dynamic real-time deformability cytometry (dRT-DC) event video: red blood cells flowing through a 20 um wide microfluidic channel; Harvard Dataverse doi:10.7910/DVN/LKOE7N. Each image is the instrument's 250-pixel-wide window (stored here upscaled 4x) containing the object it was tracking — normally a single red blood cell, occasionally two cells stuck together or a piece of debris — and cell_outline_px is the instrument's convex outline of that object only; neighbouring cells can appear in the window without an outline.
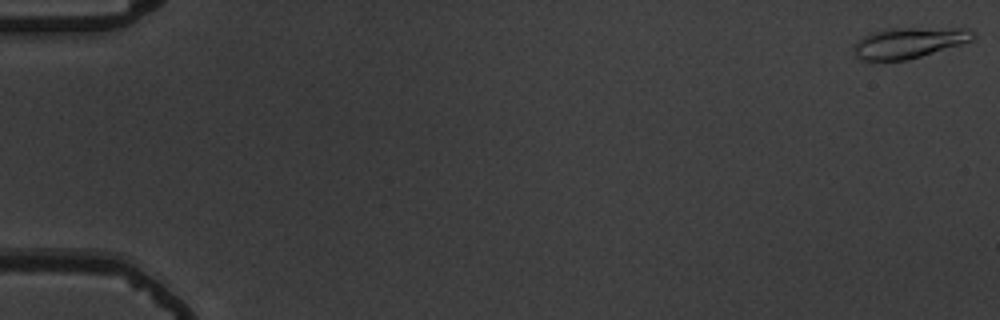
{"species": "common noctule bat (a hibernating species)", "species_latin": "Nyctalus noctula", "temperature_condition": "warm", "stored_images_in_passage": 11, "camera_frame_rate_fps": 3000, "um_per_image_px": 0.085, "animal": {"sex": "male", "body_mass_g": 19.5, "forearm_length_mm": 54.6}, "frame": {"image": 1, "passage_image": 1, "time_ms": 0.0, "image_size_px": [1000, 320], "cell_outline_px": [[976, 32], [972, 40], [960, 44], [908, 60], [860, 60], [856, 56], [852, 48], [856, 40], [872, 32], [888, 28], [968, 28]], "centroid_in_image_um": [77.23, 3.62], "position_along_channel_um": 7.8, "area_um2": 21.39}}